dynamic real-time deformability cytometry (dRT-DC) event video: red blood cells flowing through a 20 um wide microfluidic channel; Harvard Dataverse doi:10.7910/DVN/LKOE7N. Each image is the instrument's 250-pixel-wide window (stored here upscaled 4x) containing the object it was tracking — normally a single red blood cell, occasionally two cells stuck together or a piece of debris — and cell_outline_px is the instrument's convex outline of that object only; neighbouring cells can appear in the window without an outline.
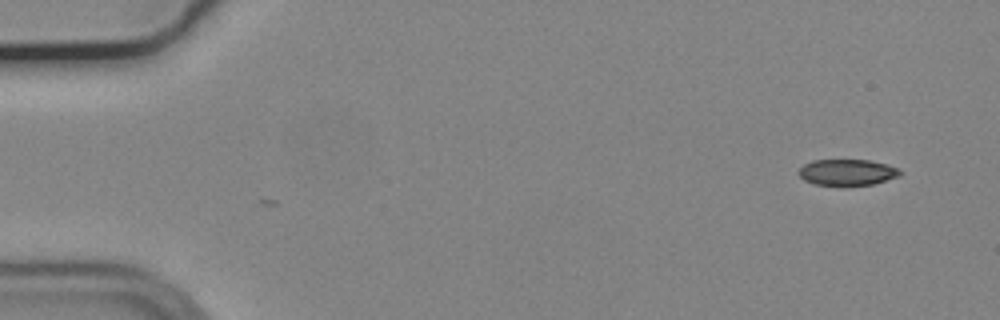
{"species": "common noctule bat (a hibernating species)", "species_latin": "Nyctalus noctula", "temperature_condition": "cold", "stored_images_in_passage": 2, "camera_frame_rate_fps": 3000, "um_per_image_px": 0.085, "animal": {"sex": "male", "body_mass_g": 19.2, "forearm_length_mm": 51.8}, "frame": {"image": 1, "passage_image": 2, "time_ms": 0.333, "image_size_px": [1000, 320], "cell_outline_px": [[900, 176], [872, 184], [816, 184], [804, 180], [800, 176], [800, 168], [804, 164], [812, 160], [868, 160], [888, 164], [900, 168]], "centroid_in_image_um": [72.05, 14.62], "position_along_channel_um": 13.0, "area_um2": 15.09}}